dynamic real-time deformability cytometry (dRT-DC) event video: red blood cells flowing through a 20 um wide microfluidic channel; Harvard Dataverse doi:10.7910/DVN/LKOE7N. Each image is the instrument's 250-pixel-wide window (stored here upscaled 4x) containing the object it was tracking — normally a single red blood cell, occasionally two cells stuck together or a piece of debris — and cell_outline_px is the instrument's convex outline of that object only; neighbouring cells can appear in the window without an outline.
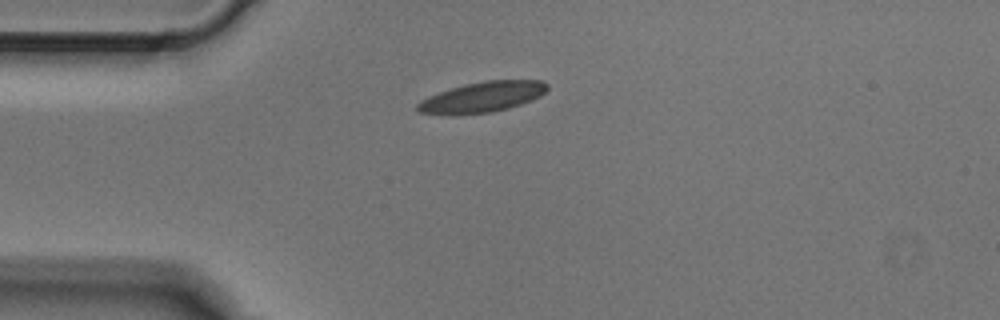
{"species": "Egyptian fruit bat (a non-hibernating species)", "species_latin": "Rousettus aegyptiacus", "temperature_condition": "cold", "stored_images_in_passage": 3, "camera_frame_rate_fps": 3000, "um_per_image_px": 0.085, "animal": {"sex": "male"}, "frame": {"image": 1, "passage_image": 1, "time_ms": 0.0, "image_size_px": [1000, 320], "cell_outline_px": [[548, 88], [540, 96], [532, 100], [508, 108], [492, 112], [452, 116], [420, 112], [416, 108], [416, 104], [420, 100], [428, 96], [464, 84], [484, 80], [544, 80], [548, 84]], "centroid_in_image_um": [40.98, 8.26], "position_along_channel_um": 44.0, "area_um2": 23.29}}
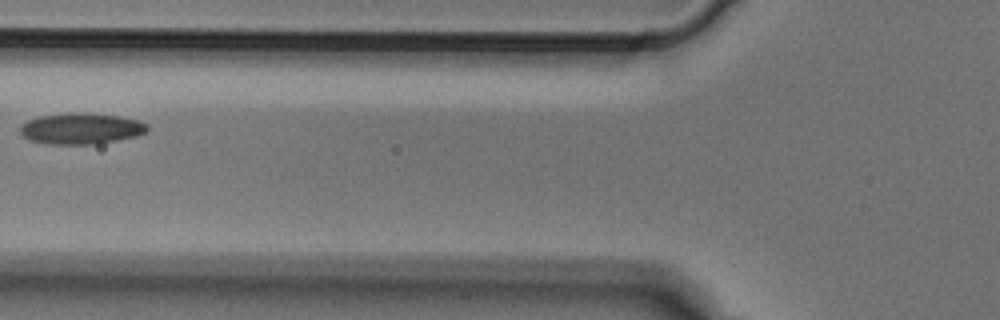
{"frame": {"image": 2, "passage_image": 3, "time_ms": 0.667, "image_size_px": [1000, 320], "cell_outline_px": [[148, 132], [136, 136], [96, 144], [44, 144], [28, 140], [20, 132], [20, 124], [28, 120], [40, 116], [68, 112], [84, 112], [120, 116], [140, 120], [148, 124]], "centroid_in_image_um": [6.89, 10.92], "position_along_channel_um": 118.9, "area_um2": 23.41}}